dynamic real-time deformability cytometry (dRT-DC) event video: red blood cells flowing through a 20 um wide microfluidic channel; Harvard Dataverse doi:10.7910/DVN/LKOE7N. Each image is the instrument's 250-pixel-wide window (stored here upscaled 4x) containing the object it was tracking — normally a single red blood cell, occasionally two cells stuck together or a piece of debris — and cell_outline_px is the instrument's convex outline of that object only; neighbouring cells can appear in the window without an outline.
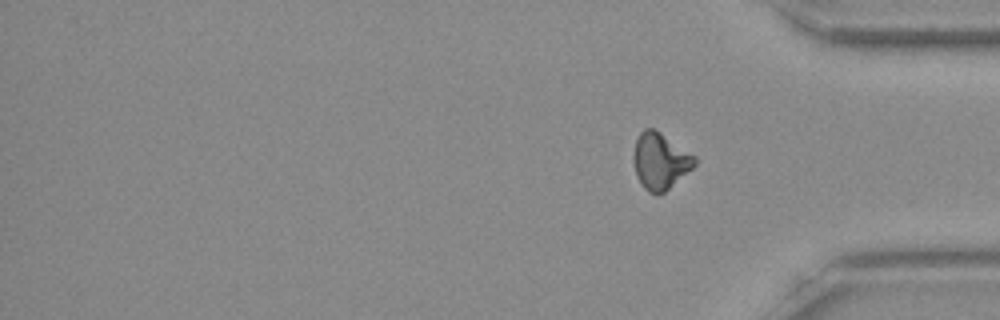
{"species": "Egyptian fruit bat (a non-hibernating species)", "species_latin": "Rousettus aegyptiacus", "temperature_condition": "room temperature", "stored_images_in_passage": 43, "camera_frame_rate_fps": 3000, "um_per_image_px": 0.085, "frame": {"image": 1, "passage_image": 43, "time_ms": 14.0, "image_size_px": [1000, 320], "cell_outline_px": [[696, 164], [692, 168], [664, 192], [656, 196], [648, 192], [644, 188], [636, 176], [632, 156], [636, 140], [640, 132], [644, 128], [652, 128], [660, 132], [696, 156]], "centroid_in_image_um": [56.09, 13.69], "position_along_channel_um": 379.1, "area_um2": 20.11}, "authors_computed_cell_mechanics": {"area_um2": 23.7558, "velocity_mm_per_s": 3.8792, "shape_relaxation_time_tau1_ms": null, "shape_relaxation_time_tau2_ms": 5.4845, "deformation_change_tau1": null, "deformation_change_tau2": 0.1837}}